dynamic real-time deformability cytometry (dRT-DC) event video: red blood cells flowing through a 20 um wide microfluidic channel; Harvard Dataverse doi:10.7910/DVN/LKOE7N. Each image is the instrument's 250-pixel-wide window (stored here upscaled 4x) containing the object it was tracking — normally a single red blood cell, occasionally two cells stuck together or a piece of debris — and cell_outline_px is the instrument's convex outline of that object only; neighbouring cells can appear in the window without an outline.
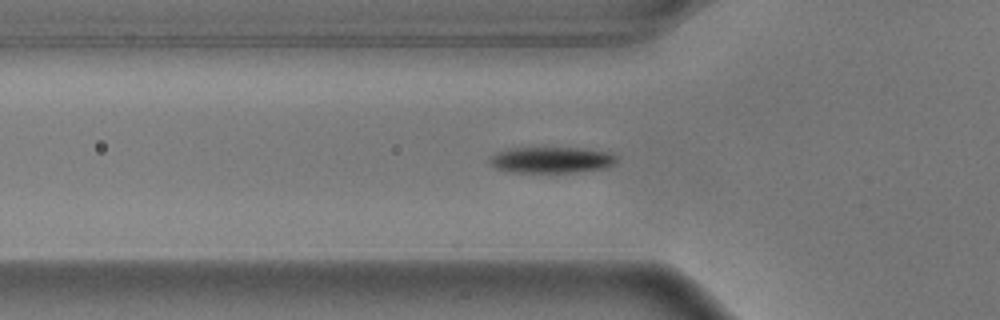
{"species": "common noctule bat (a hibernating species)", "species_latin": "Nyctalus noctula", "temperature_condition": "warm", "stored_images_in_passage": 42, "segment_of_instrument_passage": [1, 2], "camera_frame_rate_fps": 3000, "um_per_image_px": 0.085, "animal": {"sex": "male", "body_mass_g": 17.9}, "frame": {"image": 1, "passage_image": 4, "time_ms": 1.0, "image_size_px": [1000, 320], "cell_outline_px": [[616, 160], [612, 164], [604, 168], [576, 172], [512, 172], [496, 168], [488, 160], [496, 152], [508, 148], [584, 148], [608, 152], [616, 156]], "centroid_in_image_um": [46.85, 13.59], "position_along_channel_um": 78.9, "area_um2": 19.13}}
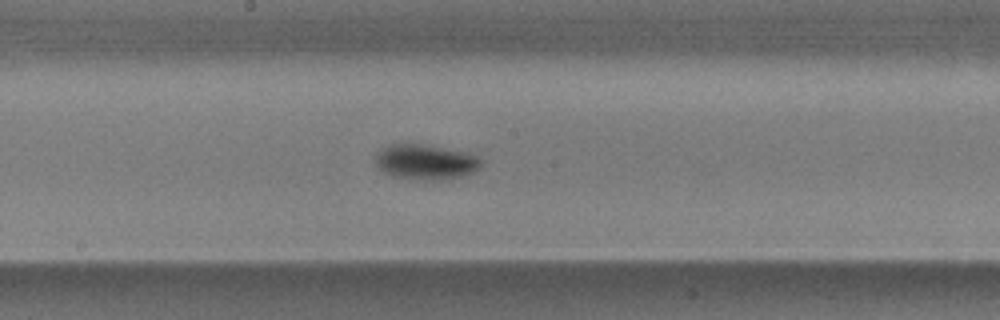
{"frame": {"image": 2, "passage_image": 15, "time_ms": 4.667, "image_size_px": [1000, 320], "cell_outline_px": [[484, 164], [480, 168], [464, 176], [436, 180], [392, 176], [384, 172], [376, 164], [376, 152], [388, 144], [420, 144], [468, 152], [480, 156], [484, 160]], "centroid_in_image_um": [36.24, 13.75], "position_along_channel_um": 212.0, "area_um2": 21.68}}
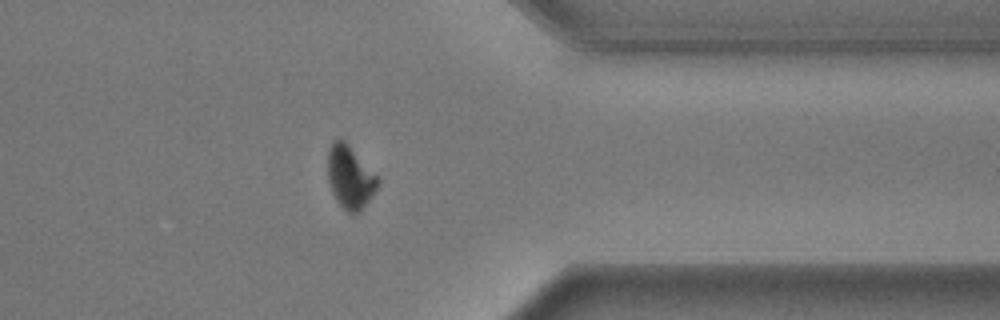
{"frame": {"image": 3, "passage_image": 30, "time_ms": 9.667, "image_size_px": [1000, 320], "cell_outline_px": [[380, 184], [372, 196], [356, 216], [352, 216], [336, 200], [332, 192], [328, 180], [328, 148], [332, 140], [344, 140], [348, 144], [380, 180]], "centroid_in_image_um": [29.75, 15.09], "position_along_channel_um": 381.7, "area_um2": 18.26}}